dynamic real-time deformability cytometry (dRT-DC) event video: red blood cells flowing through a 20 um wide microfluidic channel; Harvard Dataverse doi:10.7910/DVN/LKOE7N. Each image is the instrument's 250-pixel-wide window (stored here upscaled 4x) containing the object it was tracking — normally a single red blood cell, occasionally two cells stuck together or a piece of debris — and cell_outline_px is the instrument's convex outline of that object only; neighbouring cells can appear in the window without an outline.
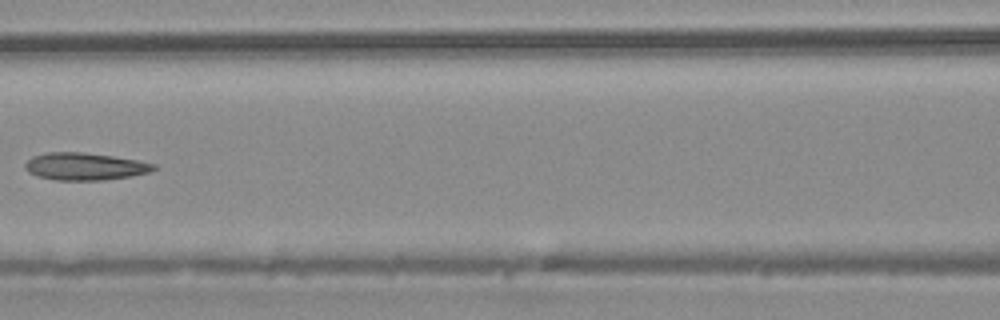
{"species": "common noctule bat (a hibernating species)", "species_latin": "Nyctalus noctula", "temperature_condition": "warm", "stored_images_in_passage": 5, "camera_frame_rate_fps": 3000, "um_per_image_px": 0.085, "animal": {"sex": "male", "body_mass_g": 20.4}, "frame": {"image": 1, "passage_image": 5, "time_ms": 1.333, "image_size_px": [1000, 320], "cell_outline_px": [[160, 168], [152, 172], [104, 180], [56, 180], [40, 176], [28, 172], [24, 168], [24, 164], [32, 156], [44, 152], [84, 152], [112, 156], [136, 160], [156, 164]], "centroid_in_image_um": [7.23, 14.14], "position_along_channel_um": 159.4, "area_um2": 20.58}}